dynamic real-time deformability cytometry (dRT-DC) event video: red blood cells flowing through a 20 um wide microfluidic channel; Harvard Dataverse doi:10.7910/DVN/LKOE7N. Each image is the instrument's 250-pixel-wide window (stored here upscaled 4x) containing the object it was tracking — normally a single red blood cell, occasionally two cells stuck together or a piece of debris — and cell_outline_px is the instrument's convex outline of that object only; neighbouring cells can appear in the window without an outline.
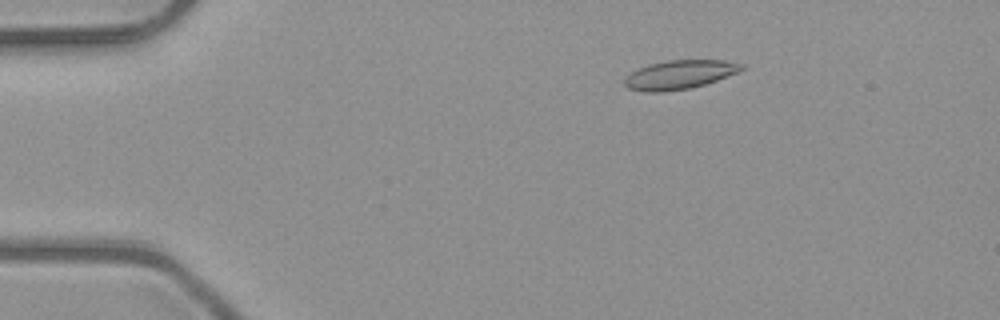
{"species": "common noctule bat (a hibernating species)", "species_latin": "Nyctalus noctula", "temperature_condition": "room temperature", "stored_images_in_passage": 10, "camera_frame_rate_fps": 3000, "um_per_image_px": 0.085, "animal": {"sex": "male", "body_mass_g": 23.1, "forearm_length_mm": 52.7}, "frame": {"image": 1, "passage_image": 9, "time_ms": 2.667, "image_size_px": [1000, 320], "cell_outline_px": [[744, 68], [736, 72], [716, 80], [692, 88], [664, 92], [644, 92], [628, 88], [624, 84], [624, 80], [632, 72], [648, 64], [668, 60], [724, 60], [744, 64]], "centroid_in_image_um": [57.74, 6.35], "position_along_channel_um": 27.3, "area_um2": 19.54}}